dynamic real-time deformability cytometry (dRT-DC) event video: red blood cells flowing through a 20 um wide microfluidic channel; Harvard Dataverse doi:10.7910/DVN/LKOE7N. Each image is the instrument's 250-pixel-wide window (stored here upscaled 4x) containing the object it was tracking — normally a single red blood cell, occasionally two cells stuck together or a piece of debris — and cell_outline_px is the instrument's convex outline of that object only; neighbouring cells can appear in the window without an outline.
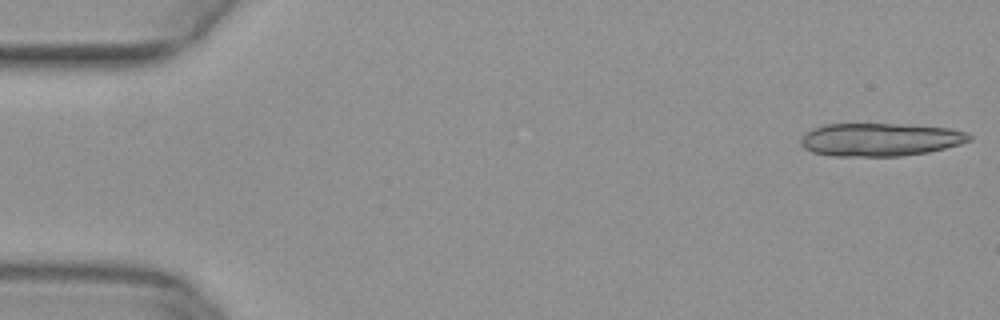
{"species": "common noctule bat (a hibernating species)", "species_latin": "Nyctalus noctula", "temperature_condition": "warm", "stored_images_in_passage": 15, "camera_frame_rate_fps": 3000, "um_per_image_px": 0.085, "animal": {"sex": "female", "body_mass_g": 29.2, "forearm_length_mm": 56.3}, "frame": {"image": 1, "passage_image": 1, "time_ms": 0.0, "image_size_px": [1000, 320], "cell_outline_px": [[972, 140], [960, 144], [928, 152], [900, 156], [832, 156], [812, 152], [804, 148], [800, 144], [800, 140], [812, 128], [824, 124], [912, 124], [952, 128], [968, 132], [972, 136]], "centroid_in_image_um": [74.85, 11.85], "position_along_channel_um": 10.1, "area_um2": 32.77}}